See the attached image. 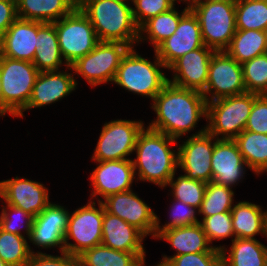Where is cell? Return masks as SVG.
Segmentation results:
<instances>
[{"label": "cell", "instance_id": "obj_1", "mask_svg": "<svg viewBox=\"0 0 267 266\" xmlns=\"http://www.w3.org/2000/svg\"><path fill=\"white\" fill-rule=\"evenodd\" d=\"M152 102L151 108L157 117L147 127L176 140L194 130L201 117L207 119V101L202 92L169 81Z\"/></svg>", "mask_w": 267, "mask_h": 266}, {"label": "cell", "instance_id": "obj_2", "mask_svg": "<svg viewBox=\"0 0 267 266\" xmlns=\"http://www.w3.org/2000/svg\"><path fill=\"white\" fill-rule=\"evenodd\" d=\"M175 142L162 132L143 128L133 151L136 158L131 159L138 180L166 187L178 168V151L170 147L177 145Z\"/></svg>", "mask_w": 267, "mask_h": 266}, {"label": "cell", "instance_id": "obj_3", "mask_svg": "<svg viewBox=\"0 0 267 266\" xmlns=\"http://www.w3.org/2000/svg\"><path fill=\"white\" fill-rule=\"evenodd\" d=\"M129 1L78 0L77 6L92 23L99 41L122 42L133 48L139 44V27Z\"/></svg>", "mask_w": 267, "mask_h": 266}, {"label": "cell", "instance_id": "obj_4", "mask_svg": "<svg viewBox=\"0 0 267 266\" xmlns=\"http://www.w3.org/2000/svg\"><path fill=\"white\" fill-rule=\"evenodd\" d=\"M154 63L130 48L123 56L112 83L132 92L153 99L168 82L161 68L166 66L154 54ZM161 67V68H160Z\"/></svg>", "mask_w": 267, "mask_h": 266}, {"label": "cell", "instance_id": "obj_5", "mask_svg": "<svg viewBox=\"0 0 267 266\" xmlns=\"http://www.w3.org/2000/svg\"><path fill=\"white\" fill-rule=\"evenodd\" d=\"M197 16L204 45L225 51L237 30L234 0H199L191 9Z\"/></svg>", "mask_w": 267, "mask_h": 266}, {"label": "cell", "instance_id": "obj_6", "mask_svg": "<svg viewBox=\"0 0 267 266\" xmlns=\"http://www.w3.org/2000/svg\"><path fill=\"white\" fill-rule=\"evenodd\" d=\"M38 73L32 62L0 54L3 117L8 113L16 117L28 105Z\"/></svg>", "mask_w": 267, "mask_h": 266}, {"label": "cell", "instance_id": "obj_7", "mask_svg": "<svg viewBox=\"0 0 267 266\" xmlns=\"http://www.w3.org/2000/svg\"><path fill=\"white\" fill-rule=\"evenodd\" d=\"M254 101L255 93L246 92L207 102V132L216 139L234 140L244 131Z\"/></svg>", "mask_w": 267, "mask_h": 266}, {"label": "cell", "instance_id": "obj_8", "mask_svg": "<svg viewBox=\"0 0 267 266\" xmlns=\"http://www.w3.org/2000/svg\"><path fill=\"white\" fill-rule=\"evenodd\" d=\"M131 47L122 42L100 41L92 51L77 59L66 69L71 70L95 87L113 82L123 56Z\"/></svg>", "mask_w": 267, "mask_h": 266}, {"label": "cell", "instance_id": "obj_9", "mask_svg": "<svg viewBox=\"0 0 267 266\" xmlns=\"http://www.w3.org/2000/svg\"><path fill=\"white\" fill-rule=\"evenodd\" d=\"M53 24L64 63L69 66L100 42L92 23L78 6Z\"/></svg>", "mask_w": 267, "mask_h": 266}, {"label": "cell", "instance_id": "obj_10", "mask_svg": "<svg viewBox=\"0 0 267 266\" xmlns=\"http://www.w3.org/2000/svg\"><path fill=\"white\" fill-rule=\"evenodd\" d=\"M89 201L86 205L69 213L64 236V251L78 257L85 250L102 242L103 204ZM73 239L75 243L68 242Z\"/></svg>", "mask_w": 267, "mask_h": 266}, {"label": "cell", "instance_id": "obj_11", "mask_svg": "<svg viewBox=\"0 0 267 266\" xmlns=\"http://www.w3.org/2000/svg\"><path fill=\"white\" fill-rule=\"evenodd\" d=\"M141 120L117 119L104 123L92 156L93 161L126 160L133 153L140 132Z\"/></svg>", "mask_w": 267, "mask_h": 266}, {"label": "cell", "instance_id": "obj_12", "mask_svg": "<svg viewBox=\"0 0 267 266\" xmlns=\"http://www.w3.org/2000/svg\"><path fill=\"white\" fill-rule=\"evenodd\" d=\"M246 93L242 64L226 51H215L209 65L206 88L202 92L207 102ZM211 95V96H210Z\"/></svg>", "mask_w": 267, "mask_h": 266}, {"label": "cell", "instance_id": "obj_13", "mask_svg": "<svg viewBox=\"0 0 267 266\" xmlns=\"http://www.w3.org/2000/svg\"><path fill=\"white\" fill-rule=\"evenodd\" d=\"M182 143L176 146L178 168H181L189 179L212 182L211 159L215 137L207 132V125Z\"/></svg>", "mask_w": 267, "mask_h": 266}, {"label": "cell", "instance_id": "obj_14", "mask_svg": "<svg viewBox=\"0 0 267 266\" xmlns=\"http://www.w3.org/2000/svg\"><path fill=\"white\" fill-rule=\"evenodd\" d=\"M101 201L109 214L119 217L140 230L145 236L155 238L156 216L155 212L133 190L120 192L107 196Z\"/></svg>", "mask_w": 267, "mask_h": 266}, {"label": "cell", "instance_id": "obj_15", "mask_svg": "<svg viewBox=\"0 0 267 266\" xmlns=\"http://www.w3.org/2000/svg\"><path fill=\"white\" fill-rule=\"evenodd\" d=\"M202 46L205 45L198 18L192 10H188L181 17L176 31L160 43L154 52L168 69L177 59Z\"/></svg>", "mask_w": 267, "mask_h": 266}, {"label": "cell", "instance_id": "obj_16", "mask_svg": "<svg viewBox=\"0 0 267 266\" xmlns=\"http://www.w3.org/2000/svg\"><path fill=\"white\" fill-rule=\"evenodd\" d=\"M0 198L6 204L21 208L33 217L51 203L44 184L18 176L0 181Z\"/></svg>", "mask_w": 267, "mask_h": 266}, {"label": "cell", "instance_id": "obj_17", "mask_svg": "<svg viewBox=\"0 0 267 266\" xmlns=\"http://www.w3.org/2000/svg\"><path fill=\"white\" fill-rule=\"evenodd\" d=\"M97 167L91 172L93 190L91 198L107 196L131 190L135 172L131 159L95 161Z\"/></svg>", "mask_w": 267, "mask_h": 266}, {"label": "cell", "instance_id": "obj_18", "mask_svg": "<svg viewBox=\"0 0 267 266\" xmlns=\"http://www.w3.org/2000/svg\"><path fill=\"white\" fill-rule=\"evenodd\" d=\"M215 50L202 46L177 59L168 70L173 79L168 81L176 86L203 92L208 80L209 65Z\"/></svg>", "mask_w": 267, "mask_h": 266}, {"label": "cell", "instance_id": "obj_19", "mask_svg": "<svg viewBox=\"0 0 267 266\" xmlns=\"http://www.w3.org/2000/svg\"><path fill=\"white\" fill-rule=\"evenodd\" d=\"M69 211L61 205L50 203L32 223L30 243L42 249L59 248L64 251V236L67 230ZM52 247V248H51Z\"/></svg>", "mask_w": 267, "mask_h": 266}, {"label": "cell", "instance_id": "obj_20", "mask_svg": "<svg viewBox=\"0 0 267 266\" xmlns=\"http://www.w3.org/2000/svg\"><path fill=\"white\" fill-rule=\"evenodd\" d=\"M67 71L39 72L28 105L16 117L23 118L24 111L56 103L75 91L77 79L71 71Z\"/></svg>", "mask_w": 267, "mask_h": 266}, {"label": "cell", "instance_id": "obj_21", "mask_svg": "<svg viewBox=\"0 0 267 266\" xmlns=\"http://www.w3.org/2000/svg\"><path fill=\"white\" fill-rule=\"evenodd\" d=\"M246 167L234 140L215 138L211 159L212 182L233 188L245 177Z\"/></svg>", "mask_w": 267, "mask_h": 266}, {"label": "cell", "instance_id": "obj_22", "mask_svg": "<svg viewBox=\"0 0 267 266\" xmlns=\"http://www.w3.org/2000/svg\"><path fill=\"white\" fill-rule=\"evenodd\" d=\"M38 46V21L17 18L0 39V54L33 62Z\"/></svg>", "mask_w": 267, "mask_h": 266}, {"label": "cell", "instance_id": "obj_23", "mask_svg": "<svg viewBox=\"0 0 267 266\" xmlns=\"http://www.w3.org/2000/svg\"><path fill=\"white\" fill-rule=\"evenodd\" d=\"M146 236L137 228L109 214L103 206L101 244L125 252H146L142 242Z\"/></svg>", "mask_w": 267, "mask_h": 266}, {"label": "cell", "instance_id": "obj_24", "mask_svg": "<svg viewBox=\"0 0 267 266\" xmlns=\"http://www.w3.org/2000/svg\"><path fill=\"white\" fill-rule=\"evenodd\" d=\"M155 238L170 243L172 248L176 250L173 256H180L188 253L221 252L225 247V245L212 246L200 223L179 228L165 229Z\"/></svg>", "mask_w": 267, "mask_h": 266}, {"label": "cell", "instance_id": "obj_25", "mask_svg": "<svg viewBox=\"0 0 267 266\" xmlns=\"http://www.w3.org/2000/svg\"><path fill=\"white\" fill-rule=\"evenodd\" d=\"M231 216L235 239H255L260 233L267 237V210L260 205L240 201L234 204Z\"/></svg>", "mask_w": 267, "mask_h": 266}, {"label": "cell", "instance_id": "obj_26", "mask_svg": "<svg viewBox=\"0 0 267 266\" xmlns=\"http://www.w3.org/2000/svg\"><path fill=\"white\" fill-rule=\"evenodd\" d=\"M77 6L76 0H16L19 19L54 23Z\"/></svg>", "mask_w": 267, "mask_h": 266}, {"label": "cell", "instance_id": "obj_27", "mask_svg": "<svg viewBox=\"0 0 267 266\" xmlns=\"http://www.w3.org/2000/svg\"><path fill=\"white\" fill-rule=\"evenodd\" d=\"M38 46L33 64L39 72L58 71L63 63V56L58 43L57 32L53 23L38 21Z\"/></svg>", "mask_w": 267, "mask_h": 266}, {"label": "cell", "instance_id": "obj_28", "mask_svg": "<svg viewBox=\"0 0 267 266\" xmlns=\"http://www.w3.org/2000/svg\"><path fill=\"white\" fill-rule=\"evenodd\" d=\"M231 241L228 254L226 247L221 250L223 266H267L266 245L257 239L236 238Z\"/></svg>", "mask_w": 267, "mask_h": 266}, {"label": "cell", "instance_id": "obj_29", "mask_svg": "<svg viewBox=\"0 0 267 266\" xmlns=\"http://www.w3.org/2000/svg\"><path fill=\"white\" fill-rule=\"evenodd\" d=\"M146 252H125L103 244L85 250L77 258L84 266H145Z\"/></svg>", "mask_w": 267, "mask_h": 266}, {"label": "cell", "instance_id": "obj_30", "mask_svg": "<svg viewBox=\"0 0 267 266\" xmlns=\"http://www.w3.org/2000/svg\"><path fill=\"white\" fill-rule=\"evenodd\" d=\"M234 141L248 169L256 175L267 172V134L244 130Z\"/></svg>", "mask_w": 267, "mask_h": 266}, {"label": "cell", "instance_id": "obj_31", "mask_svg": "<svg viewBox=\"0 0 267 266\" xmlns=\"http://www.w3.org/2000/svg\"><path fill=\"white\" fill-rule=\"evenodd\" d=\"M239 64L266 54L267 44L264 31L237 29L229 47L225 50Z\"/></svg>", "mask_w": 267, "mask_h": 266}, {"label": "cell", "instance_id": "obj_32", "mask_svg": "<svg viewBox=\"0 0 267 266\" xmlns=\"http://www.w3.org/2000/svg\"><path fill=\"white\" fill-rule=\"evenodd\" d=\"M187 11L188 9L184 8V10L180 13L175 7H173L165 13H161L150 18L139 28L138 42H144V40L150 41L155 49L160 43L169 38L176 31L181 17Z\"/></svg>", "mask_w": 267, "mask_h": 266}, {"label": "cell", "instance_id": "obj_33", "mask_svg": "<svg viewBox=\"0 0 267 266\" xmlns=\"http://www.w3.org/2000/svg\"><path fill=\"white\" fill-rule=\"evenodd\" d=\"M236 28L260 30L267 28V0L235 1Z\"/></svg>", "mask_w": 267, "mask_h": 266}, {"label": "cell", "instance_id": "obj_34", "mask_svg": "<svg viewBox=\"0 0 267 266\" xmlns=\"http://www.w3.org/2000/svg\"><path fill=\"white\" fill-rule=\"evenodd\" d=\"M26 239L0 228V258L9 266H25L31 254L35 253Z\"/></svg>", "mask_w": 267, "mask_h": 266}, {"label": "cell", "instance_id": "obj_35", "mask_svg": "<svg viewBox=\"0 0 267 266\" xmlns=\"http://www.w3.org/2000/svg\"><path fill=\"white\" fill-rule=\"evenodd\" d=\"M233 197L234 191L232 187L209 182L204 192L199 214H202L203 218H205L217 213L231 212L234 206Z\"/></svg>", "mask_w": 267, "mask_h": 266}, {"label": "cell", "instance_id": "obj_36", "mask_svg": "<svg viewBox=\"0 0 267 266\" xmlns=\"http://www.w3.org/2000/svg\"><path fill=\"white\" fill-rule=\"evenodd\" d=\"M175 175H173L166 185V187L169 186L172 188V197L199 210L202 205L207 183L189 179L186 175H179L175 179Z\"/></svg>", "mask_w": 267, "mask_h": 266}, {"label": "cell", "instance_id": "obj_37", "mask_svg": "<svg viewBox=\"0 0 267 266\" xmlns=\"http://www.w3.org/2000/svg\"><path fill=\"white\" fill-rule=\"evenodd\" d=\"M246 92L267 94V53L242 64Z\"/></svg>", "mask_w": 267, "mask_h": 266}, {"label": "cell", "instance_id": "obj_38", "mask_svg": "<svg viewBox=\"0 0 267 266\" xmlns=\"http://www.w3.org/2000/svg\"><path fill=\"white\" fill-rule=\"evenodd\" d=\"M5 205L0 214V228L5 232L20 236H25L21 233V229H24L25 231H23V233L26 234V237L29 239L34 217L21 208L9 204Z\"/></svg>", "mask_w": 267, "mask_h": 266}, {"label": "cell", "instance_id": "obj_39", "mask_svg": "<svg viewBox=\"0 0 267 266\" xmlns=\"http://www.w3.org/2000/svg\"><path fill=\"white\" fill-rule=\"evenodd\" d=\"M171 203V211L169 212L171 221L169 220L167 223L160 226V219L156 216L155 237L165 229L179 228L200 223L199 219L196 217L197 213L199 215L198 209L176 199Z\"/></svg>", "mask_w": 267, "mask_h": 266}, {"label": "cell", "instance_id": "obj_40", "mask_svg": "<svg viewBox=\"0 0 267 266\" xmlns=\"http://www.w3.org/2000/svg\"><path fill=\"white\" fill-rule=\"evenodd\" d=\"M200 224L205 232L210 244L216 240H223L227 237H234L231 212L217 213L215 215L202 218Z\"/></svg>", "mask_w": 267, "mask_h": 266}, {"label": "cell", "instance_id": "obj_41", "mask_svg": "<svg viewBox=\"0 0 267 266\" xmlns=\"http://www.w3.org/2000/svg\"><path fill=\"white\" fill-rule=\"evenodd\" d=\"M155 266H223L222 252L188 253L180 256L164 255Z\"/></svg>", "mask_w": 267, "mask_h": 266}, {"label": "cell", "instance_id": "obj_42", "mask_svg": "<svg viewBox=\"0 0 267 266\" xmlns=\"http://www.w3.org/2000/svg\"><path fill=\"white\" fill-rule=\"evenodd\" d=\"M133 17L140 28L147 20L175 7L170 0H131Z\"/></svg>", "mask_w": 267, "mask_h": 266}, {"label": "cell", "instance_id": "obj_43", "mask_svg": "<svg viewBox=\"0 0 267 266\" xmlns=\"http://www.w3.org/2000/svg\"><path fill=\"white\" fill-rule=\"evenodd\" d=\"M244 130L267 134V94L255 93V101Z\"/></svg>", "mask_w": 267, "mask_h": 266}, {"label": "cell", "instance_id": "obj_44", "mask_svg": "<svg viewBox=\"0 0 267 266\" xmlns=\"http://www.w3.org/2000/svg\"><path fill=\"white\" fill-rule=\"evenodd\" d=\"M77 257L62 251L59 255H51L43 252L32 253L25 266H70Z\"/></svg>", "mask_w": 267, "mask_h": 266}, {"label": "cell", "instance_id": "obj_45", "mask_svg": "<svg viewBox=\"0 0 267 266\" xmlns=\"http://www.w3.org/2000/svg\"><path fill=\"white\" fill-rule=\"evenodd\" d=\"M17 18L16 0H0V39Z\"/></svg>", "mask_w": 267, "mask_h": 266}, {"label": "cell", "instance_id": "obj_46", "mask_svg": "<svg viewBox=\"0 0 267 266\" xmlns=\"http://www.w3.org/2000/svg\"><path fill=\"white\" fill-rule=\"evenodd\" d=\"M171 3L175 6L176 4V1H179V2H185L187 4V7H185L186 9L188 10H191L197 3L199 0H170Z\"/></svg>", "mask_w": 267, "mask_h": 266}, {"label": "cell", "instance_id": "obj_47", "mask_svg": "<svg viewBox=\"0 0 267 266\" xmlns=\"http://www.w3.org/2000/svg\"><path fill=\"white\" fill-rule=\"evenodd\" d=\"M0 116H2V93H1V82H0Z\"/></svg>", "mask_w": 267, "mask_h": 266}, {"label": "cell", "instance_id": "obj_48", "mask_svg": "<svg viewBox=\"0 0 267 266\" xmlns=\"http://www.w3.org/2000/svg\"><path fill=\"white\" fill-rule=\"evenodd\" d=\"M70 266H84L78 258Z\"/></svg>", "mask_w": 267, "mask_h": 266}, {"label": "cell", "instance_id": "obj_49", "mask_svg": "<svg viewBox=\"0 0 267 266\" xmlns=\"http://www.w3.org/2000/svg\"><path fill=\"white\" fill-rule=\"evenodd\" d=\"M0 266H9V265L6 264V263L0 258Z\"/></svg>", "mask_w": 267, "mask_h": 266}, {"label": "cell", "instance_id": "obj_50", "mask_svg": "<svg viewBox=\"0 0 267 266\" xmlns=\"http://www.w3.org/2000/svg\"><path fill=\"white\" fill-rule=\"evenodd\" d=\"M265 38H266V44H267V28L264 30Z\"/></svg>", "mask_w": 267, "mask_h": 266}]
</instances>
